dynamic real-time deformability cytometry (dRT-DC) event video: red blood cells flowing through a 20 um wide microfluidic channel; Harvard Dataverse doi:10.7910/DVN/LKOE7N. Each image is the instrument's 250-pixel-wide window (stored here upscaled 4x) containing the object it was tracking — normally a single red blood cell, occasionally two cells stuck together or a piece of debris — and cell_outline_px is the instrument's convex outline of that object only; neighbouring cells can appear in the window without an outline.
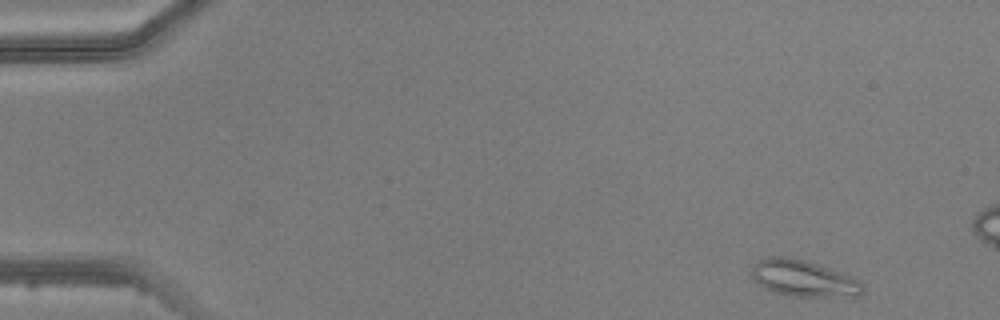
{"species": "common noctule bat (a hibernating species)", "species_latin": "Nyctalus noctula", "temperature_condition": "warm", "stored_images_in_passage": 3, "camera_frame_rate_fps": 3000, "um_per_image_px": 0.085, "animal": {"sex": "male", "body_mass_g": 20.5, "forearm_length_mm": 52.5}, "frame": {"image": 1, "passage_image": 1, "time_ms": 0.0, "image_size_px": [1000, 320], "cell_outline_px": [[864, 292], [860, 296], [792, 296], [776, 292], [760, 284], [748, 276], [752, 264], [768, 256], [784, 256], [804, 260], [840, 272], [860, 280]], "centroid_in_image_um": [68.26, 23.65], "position_along_channel_um": 16.7, "area_um2": 23.41}}